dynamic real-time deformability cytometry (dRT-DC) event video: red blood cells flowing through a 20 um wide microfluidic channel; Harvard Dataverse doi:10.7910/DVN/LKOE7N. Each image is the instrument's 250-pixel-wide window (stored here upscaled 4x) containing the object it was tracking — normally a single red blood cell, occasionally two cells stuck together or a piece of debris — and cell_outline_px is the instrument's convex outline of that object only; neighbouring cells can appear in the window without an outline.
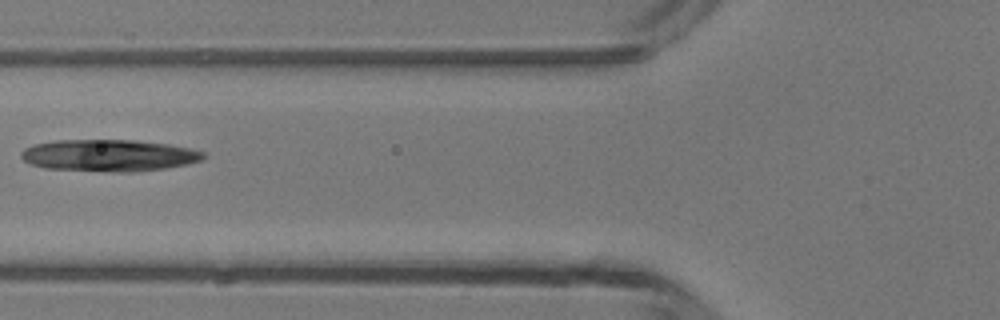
{"species": "common noctule bat (a hibernating species)", "species_latin": "Nyctalus noctula", "temperature_condition": "room temperature", "stored_images_in_passage": 4, "camera_frame_rate_fps": 3000, "um_per_image_px": 0.085, "animal": {"sex": "male", "body_mass_g": 13.3}, "frame": {"image": 1, "passage_image": 4, "time_ms": 3.667, "image_size_px": [1000, 320], "cell_outline_px": [[204, 156], [200, 160], [184, 164], [164, 168], [132, 172], [120, 172], [44, 168], [32, 164], [24, 160], [20, 156], [20, 152], [24, 148], [36, 144], [56, 140], [136, 140], [168, 144], [188, 148], [204, 152]], "centroid_in_image_um": [9.21, 13.2], "position_along_channel_um": 116.6, "area_um2": 33.47}}